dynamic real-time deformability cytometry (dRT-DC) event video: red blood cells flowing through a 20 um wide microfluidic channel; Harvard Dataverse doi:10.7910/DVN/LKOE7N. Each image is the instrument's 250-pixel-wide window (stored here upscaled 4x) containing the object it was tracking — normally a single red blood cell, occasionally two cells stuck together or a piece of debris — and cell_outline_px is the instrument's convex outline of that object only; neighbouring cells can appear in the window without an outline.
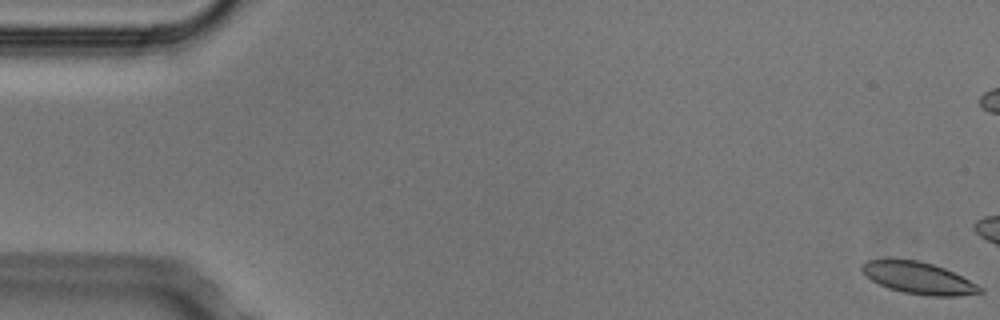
{"species": "Egyptian fruit bat (a non-hibernating species)", "species_latin": "Rousettus aegyptiacus", "temperature_condition": "cold", "stored_images_in_passage": 5, "camera_frame_rate_fps": 3000, "um_per_image_px": 0.085, "animal": {"sex": "male"}, "frame": {"image": 1, "passage_image": 1, "time_ms": 0.0, "image_size_px": [1000, 320], "cell_outline_px": [[984, 292], [956, 296], [928, 296], [904, 292], [888, 288], [872, 280], [860, 268], [860, 264], [868, 260], [916, 260], [932, 264], [944, 268], [984, 288]], "centroid_in_image_um": [78.08, 23.64], "position_along_channel_um": 6.9, "area_um2": 21.44}}